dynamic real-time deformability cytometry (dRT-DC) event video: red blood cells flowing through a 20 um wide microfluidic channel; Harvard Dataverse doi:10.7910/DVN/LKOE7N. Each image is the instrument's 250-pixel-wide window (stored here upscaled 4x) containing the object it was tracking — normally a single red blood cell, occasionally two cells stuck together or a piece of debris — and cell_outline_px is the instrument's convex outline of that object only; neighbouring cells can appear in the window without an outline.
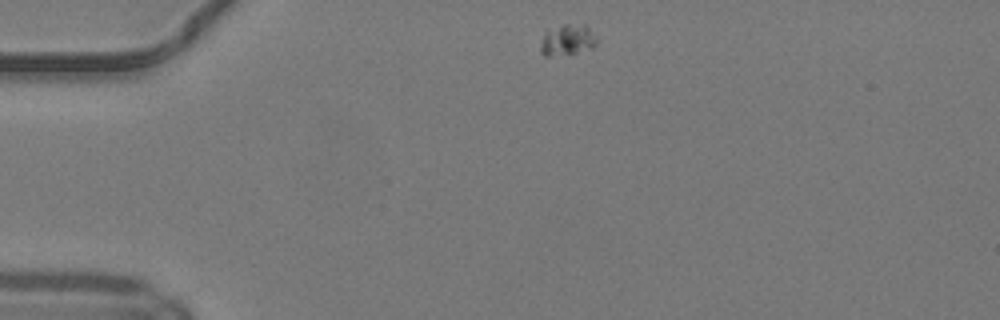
{"species": "common noctule bat (a hibernating species)", "species_latin": "Nyctalus noctula", "temperature_condition": "warm", "stored_images_in_passage": 27, "camera_frame_rate_fps": 3000, "um_per_image_px": 0.085, "animal": {"sex": "male", "body_mass_g": 19.2, "forearm_length_mm": 51.8}, "frame": {"image": 1, "passage_image": 1, "time_ms": 0.0, "image_size_px": [1000, 320], "cell_outline_px": [[596, 44], [592, 48], [576, 52], [552, 56], [544, 56], [540, 52], [540, 44], [544, 36], [548, 32], [564, 24], [588, 24], [596, 36]], "centroid_in_image_um": [48.27, 3.39], "position_along_channel_um": 36.7, "area_um2": 10.0}}